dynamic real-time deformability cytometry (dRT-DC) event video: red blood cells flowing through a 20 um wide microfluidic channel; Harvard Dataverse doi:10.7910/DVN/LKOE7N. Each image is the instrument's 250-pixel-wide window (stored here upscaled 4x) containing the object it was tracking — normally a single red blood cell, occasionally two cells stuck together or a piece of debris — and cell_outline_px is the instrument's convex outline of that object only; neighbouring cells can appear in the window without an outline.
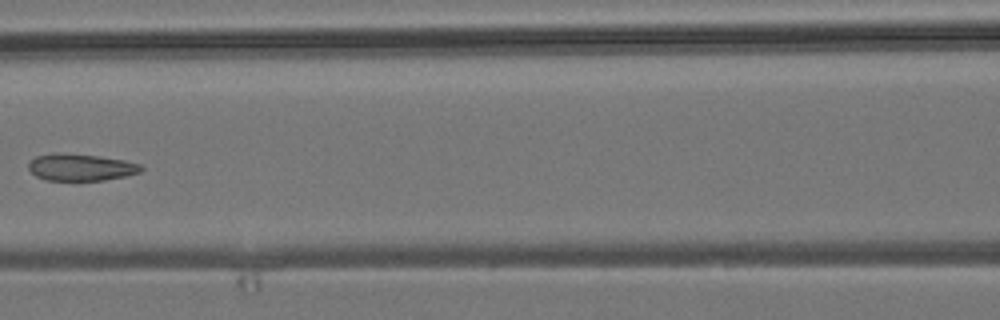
{"species": "common noctule bat (a hibernating species)", "species_latin": "Nyctalus noctula", "temperature_condition": "room temperature", "stored_images_in_passage": 5, "camera_frame_rate_fps": 3000, "um_per_image_px": 0.085, "animal": {"sex": "male", "body_mass_g": 19.2, "forearm_length_mm": 51.8}, "frame": {"image": 1, "passage_image": 5, "time_ms": 5.667, "image_size_px": [1000, 320], "cell_outline_px": [[144, 168], [140, 172], [124, 176], [104, 180], [48, 180], [36, 176], [28, 168], [28, 164], [36, 156], [56, 152], [100, 156], [124, 160], [140, 164]], "centroid_in_image_um": [6.87, 14.21], "position_along_channel_um": 159.7, "area_um2": 17.57}}